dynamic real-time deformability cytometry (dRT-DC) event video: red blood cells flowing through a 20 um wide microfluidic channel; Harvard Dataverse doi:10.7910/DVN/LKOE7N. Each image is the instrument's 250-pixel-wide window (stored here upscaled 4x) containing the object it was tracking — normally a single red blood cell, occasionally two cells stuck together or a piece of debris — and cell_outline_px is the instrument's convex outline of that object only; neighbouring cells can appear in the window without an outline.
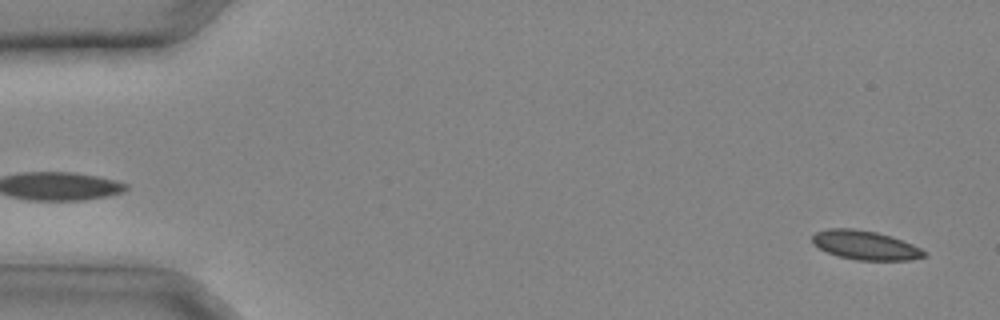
{"species": "common noctule bat (a hibernating species)", "species_latin": "Nyctalus noctula", "temperature_condition": "cold", "stored_images_in_passage": 10, "camera_frame_rate_fps": 3000, "um_per_image_px": 0.085, "animal": {"sex": "male", "body_mass_g": 20.4}, "frame": {"image": 1, "passage_image": 1, "time_ms": 0.0, "image_size_px": [1000, 320], "cell_outline_px": [[928, 256], [908, 260], [856, 260], [840, 256], [828, 252], [812, 244], [812, 236], [816, 232], [828, 228], [852, 228], [876, 232], [892, 236], [912, 244], [928, 252]], "centroid_in_image_um": [73.57, 20.84], "position_along_channel_um": 11.4, "area_um2": 18.96}}